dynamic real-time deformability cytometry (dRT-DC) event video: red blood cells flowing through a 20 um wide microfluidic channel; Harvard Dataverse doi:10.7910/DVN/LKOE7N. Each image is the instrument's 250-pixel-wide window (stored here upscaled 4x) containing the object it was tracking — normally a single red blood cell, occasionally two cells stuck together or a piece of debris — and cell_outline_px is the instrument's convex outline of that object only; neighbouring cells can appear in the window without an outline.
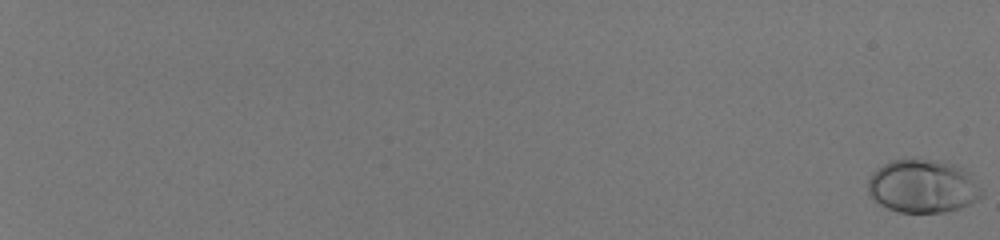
{"species": "human", "species_latin": "Homo sapiens", "temperature_condition": "room temperature", "stored_images_in_passage": 58, "camera_frame_rate_fps": 3000, "um_per_image_px": 0.085, "donor": {"sex": "male"}, "frame": {"image": 1, "passage_image": 1, "time_ms": 0.0, "image_size_px": [1000, 240], "cell_outline_px": [[984, 196], [960, 208], [944, 212], [900, 212], [888, 208], [872, 200], [868, 192], [868, 180], [872, 172], [884, 164], [892, 160], [912, 156], [940, 160], [956, 164], [972, 172], [984, 192]], "centroid_in_image_um": [78.47, 15.78], "position_along_channel_um": 6.5, "area_um2": 36.41}}
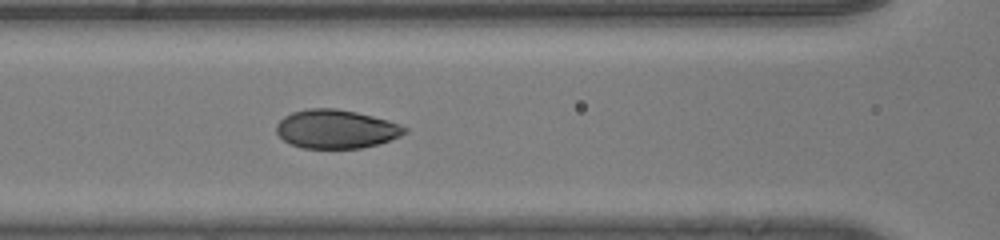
{"frame": {"image": 2, "passage_image": 33, "time_ms": 10.667, "image_size_px": [1000, 240], "cell_outline_px": [[408, 132], [400, 136], [376, 144], [360, 148], [304, 148], [288, 144], [276, 132], [276, 124], [284, 116], [292, 112], [308, 108], [336, 108], [356, 112], [388, 120], [400, 124], [408, 128]], "centroid_in_image_um": [28.55, 10.96], "position_along_channel_um": 138.1, "area_um2": 28.96}}
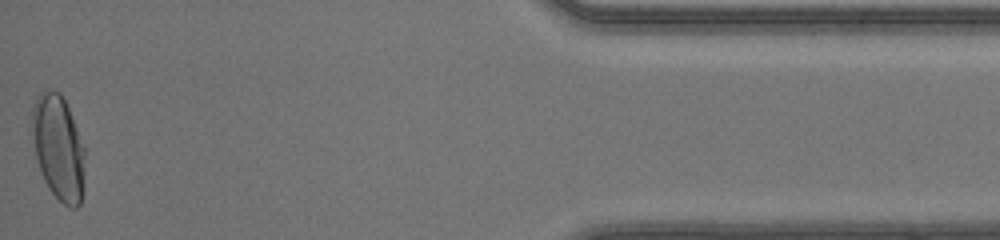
{"frame": {"image": 3, "passage_image": 58, "time_ms": 19.0, "image_size_px": [1000, 240], "cell_outline_px": [[84, 176], [80, 204], [76, 208], [72, 208], [64, 204], [48, 188], [44, 180], [36, 160], [28, 132], [28, 124], [32, 108], [40, 92], [44, 88], [60, 92], [68, 108], [84, 144]], "centroid_in_image_um": [4.9, 12.5], "position_along_channel_um": 430.3, "area_um2": 33.12}, "authors_computed_cell_mechanics": {"area_um2": 30.0271, "velocity_mm_per_s": 4.1448, "shape_relaxation_time_tau1_ms": 2.9769, "shape_relaxation_time_tau2_ms": null, "deformation_change_tau1": 0.1691, "deformation_change_tau2": null}}